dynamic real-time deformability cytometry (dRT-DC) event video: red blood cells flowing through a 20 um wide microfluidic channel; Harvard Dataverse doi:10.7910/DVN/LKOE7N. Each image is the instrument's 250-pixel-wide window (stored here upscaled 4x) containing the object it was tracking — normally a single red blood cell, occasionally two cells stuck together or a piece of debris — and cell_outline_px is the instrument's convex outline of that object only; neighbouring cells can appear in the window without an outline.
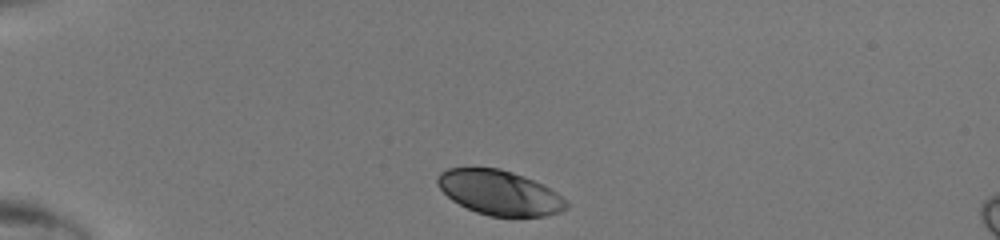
{"species": "human", "species_latin": "Homo sapiens", "temperature_condition": "room temperature", "stored_images_in_passage": 36, "camera_frame_rate_fps": 3000, "um_per_image_px": 0.085, "donor": {"sex": "male"}, "frame": {"image": 1, "passage_image": 1, "time_ms": 0.0, "image_size_px": [1000, 240], "cell_outline_px": [[568, 208], [560, 212], [548, 216], [488, 216], [476, 212], [452, 200], [440, 188], [436, 180], [436, 176], [440, 172], [448, 168], [500, 168], [524, 176], [556, 192], [568, 200]], "centroid_in_image_um": [42.47, 16.38], "position_along_channel_um": 42.5, "area_um2": 33.41}}
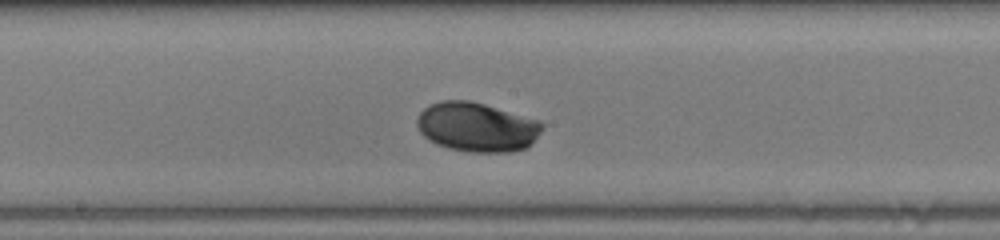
{"frame": {"image": 2, "passage_image": 16, "time_ms": 5.0, "image_size_px": [1000, 240], "cell_outline_px": [[544, 124], [540, 132], [524, 148], [512, 152], [468, 152], [448, 148], [436, 144], [428, 140], [420, 132], [416, 124], [416, 120], [420, 112], [424, 108], [440, 100], [468, 100], [484, 104], [536, 120]], "centroid_in_image_um": [40.46, 10.8], "position_along_channel_um": 207.7, "area_um2": 35.6}}
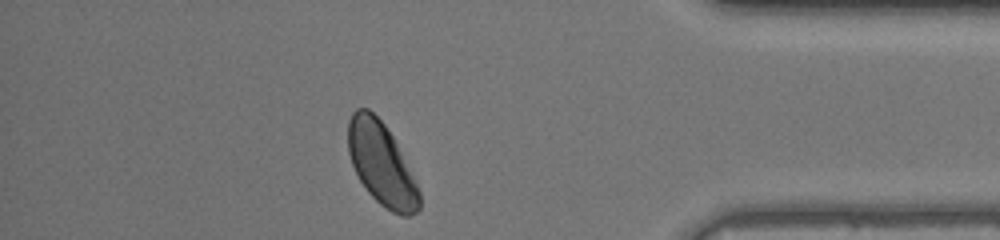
{"frame": {"image": 3, "passage_image": 31, "time_ms": 10.0, "image_size_px": [1000, 240], "cell_outline_px": [[420, 208], [416, 212], [408, 216], [404, 216], [392, 212], [380, 204], [368, 192], [360, 180], [352, 164], [348, 152], [348, 120], [352, 112], [356, 108], [368, 108], [384, 124], [392, 136], [420, 192]], "centroid_in_image_um": [32.39, 13.93], "position_along_channel_um": 402.8, "area_um2": 33.7}}